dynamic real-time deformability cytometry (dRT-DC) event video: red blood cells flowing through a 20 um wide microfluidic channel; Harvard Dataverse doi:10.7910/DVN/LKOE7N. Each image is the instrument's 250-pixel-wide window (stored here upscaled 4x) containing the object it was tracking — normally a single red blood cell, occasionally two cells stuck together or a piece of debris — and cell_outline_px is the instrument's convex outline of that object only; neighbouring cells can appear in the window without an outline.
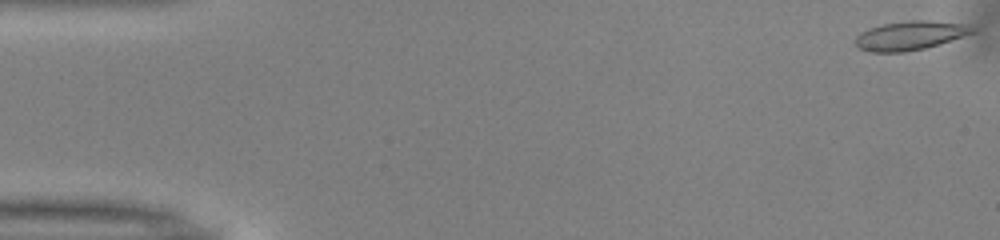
{"species": "common noctule bat (a hibernating species)", "species_latin": "Nyctalus noctula", "temperature_condition": "warm", "stored_images_in_passage": 40, "camera_frame_rate_fps": 3000, "um_per_image_px": 0.085, "animal": {"sex": "male", "body_mass_g": 13.0, "forearm_length_mm": 53.1}, "frame": {"image": 1, "passage_image": 1, "time_ms": 0.0, "image_size_px": [1000, 240], "cell_outline_px": [[976, 32], [924, 48], [904, 52], [868, 52], [860, 48], [856, 44], [856, 36], [860, 32], [868, 28], [884, 24], [912, 20], [932, 20], [968, 24], [976, 28]], "centroid_in_image_um": [77.37, 3.01], "position_along_channel_um": 7.6, "area_um2": 19.71}}
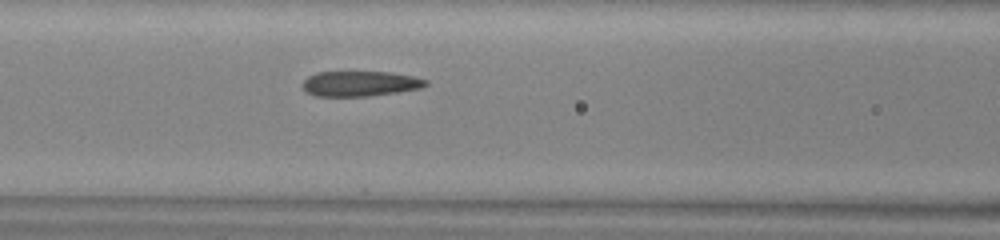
{"frame": {"image": 2, "passage_image": 21, "time_ms": 6.667, "image_size_px": [1000, 240], "cell_outline_px": [[428, 84], [420, 88], [396, 92], [368, 96], [316, 96], [308, 92], [304, 88], [304, 80], [308, 76], [316, 72], [388, 72], [412, 76], [428, 80]], "centroid_in_image_um": [30.61, 7.1], "position_along_channel_um": 136.0, "area_um2": 17.86}}
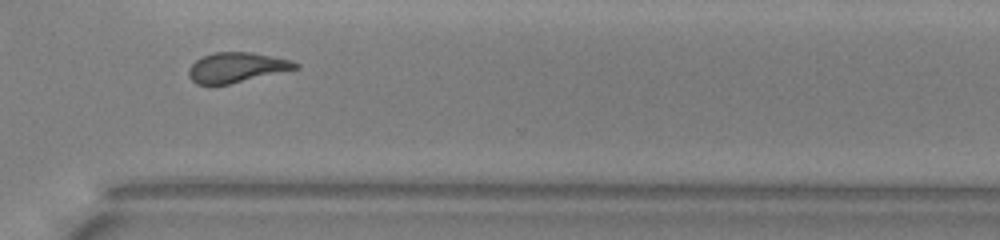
{"frame": {"image": 3, "passage_image": 37, "time_ms": 12.0, "image_size_px": [1000, 240], "cell_outline_px": [[300, 68], [228, 84], [196, 84], [188, 76], [188, 68], [196, 60], [212, 52], [252, 52], [292, 60], [300, 64]], "centroid_in_image_um": [20.12, 5.72], "position_along_channel_um": 350.5, "area_um2": 18.61}, "authors_computed_cell_mechanics": {"area_um2": 19.074, "velocity_mm_per_s": 4.0241, "shape_relaxation_time_tau1_ms": 6.2711, "shape_relaxation_time_tau2_ms": 1.5224, "deformation_change_tau1": 0.1712, "deformation_change_tau2": 0.094}}